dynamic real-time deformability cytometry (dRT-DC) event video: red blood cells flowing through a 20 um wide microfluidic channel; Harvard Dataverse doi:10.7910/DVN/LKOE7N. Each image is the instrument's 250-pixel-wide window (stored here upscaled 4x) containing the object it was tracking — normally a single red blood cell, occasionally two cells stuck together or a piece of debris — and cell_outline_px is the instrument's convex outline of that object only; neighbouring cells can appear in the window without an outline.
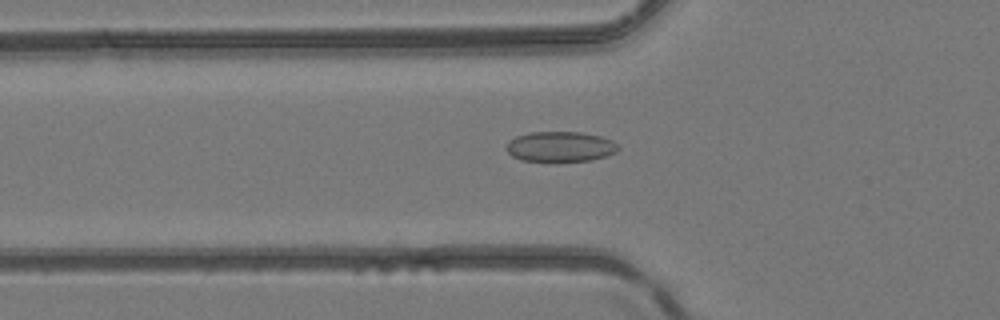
{"species": "common noctule bat (a hibernating species)", "species_latin": "Nyctalus noctula", "temperature_condition": "room temperature", "stored_images_in_passage": 46, "camera_frame_rate_fps": 3000, "um_per_image_px": 0.085, "animal": {"sex": "female", "body_mass_g": 24.6, "forearm_length_mm": 56.2}, "frame": {"image": 1, "passage_image": 15, "time_ms": 4.667, "image_size_px": [1000, 320], "cell_outline_px": [[620, 148], [616, 152], [592, 160], [556, 164], [520, 160], [512, 156], [504, 148], [508, 140], [516, 136], [528, 132], [580, 132], [600, 136], [612, 140]], "centroid_in_image_um": [47.57, 12.5], "position_along_channel_um": 78.2, "area_um2": 20.58}}
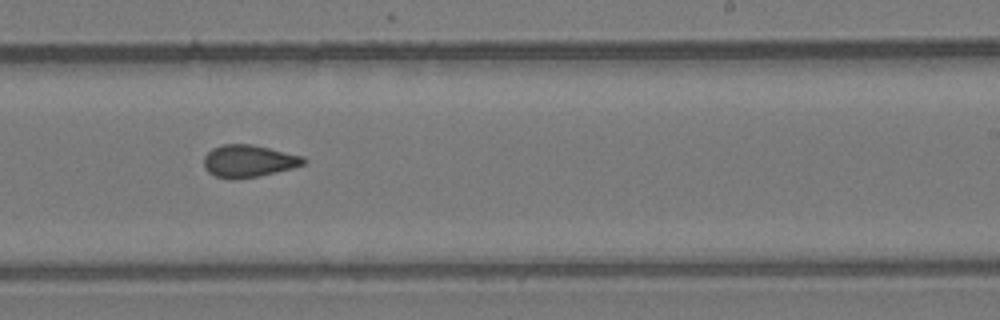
{"frame": {"image": 2, "passage_image": 28, "time_ms": 9.0, "image_size_px": [1000, 320], "cell_outline_px": [[308, 160], [304, 164], [292, 168], [260, 176], [216, 176], [208, 172], [204, 168], [204, 156], [212, 148], [224, 144], [252, 144], [304, 156]], "centroid_in_image_um": [21.17, 13.64], "position_along_channel_um": 267.8, "area_um2": 18.26}}
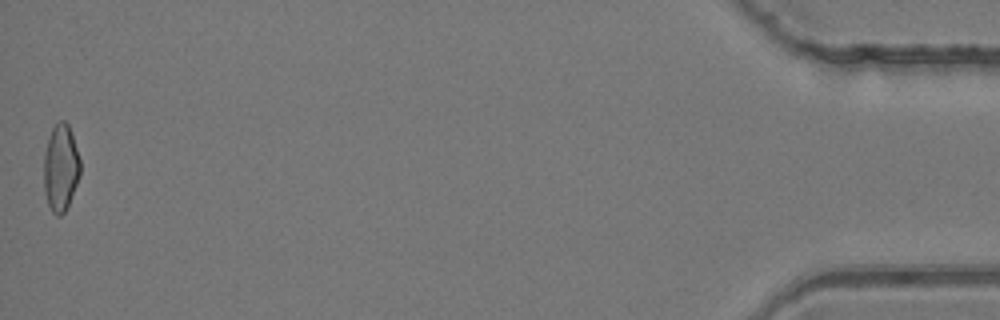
{"frame": {"image": 3, "passage_image": 46, "time_ms": 15.0, "image_size_px": [1000, 320], "cell_outline_px": [[80, 172], [76, 184], [68, 204], [64, 212], [60, 216], [56, 216], [52, 212], [48, 204], [44, 192], [44, 152], [52, 128], [60, 120], [64, 120], [68, 124], [80, 160]], "centroid_in_image_um": [5.14, 14.27], "position_along_channel_um": 430.1, "area_um2": 18.15}}